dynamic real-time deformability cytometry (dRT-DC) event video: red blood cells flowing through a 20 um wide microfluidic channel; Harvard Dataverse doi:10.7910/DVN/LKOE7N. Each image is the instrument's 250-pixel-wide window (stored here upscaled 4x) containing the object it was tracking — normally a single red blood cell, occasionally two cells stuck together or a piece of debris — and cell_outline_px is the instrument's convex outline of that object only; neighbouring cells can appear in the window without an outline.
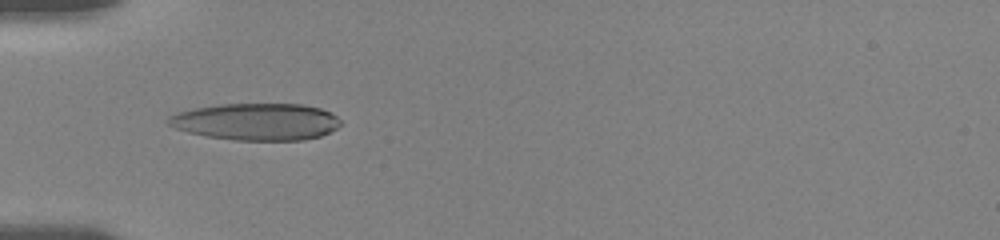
{"species": "human", "species_latin": "Homo sapiens", "temperature_condition": "room temperature", "stored_images_in_passage": 9, "camera_frame_rate_fps": 3000, "um_per_image_px": 0.085, "donor": {"sex": "female"}, "frame": {"image": 1, "passage_image": 8, "time_ms": 5.667, "image_size_px": [1000, 240], "cell_outline_px": [[340, 124], [336, 128], [320, 136], [304, 140], [236, 140], [208, 136], [188, 132], [176, 128], [168, 124], [168, 116], [176, 112], [196, 108], [220, 104], [300, 104], [320, 108], [332, 112], [340, 120]], "centroid_in_image_um": [21.79, 10.34], "position_along_channel_um": 63.2, "area_um2": 36.93}}
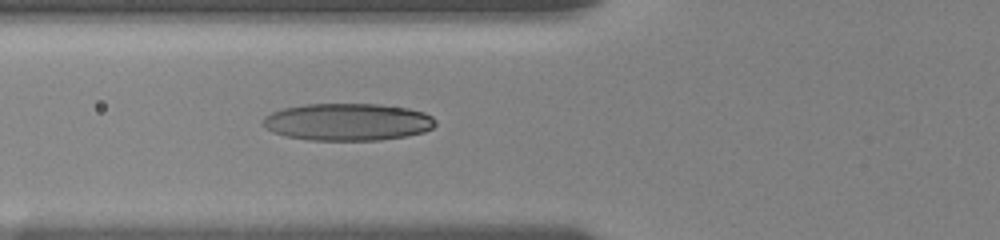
{"frame": {"image": 2, "passage_image": 9, "time_ms": 6.667, "image_size_px": [1000, 240], "cell_outline_px": [[436, 124], [432, 128], [424, 132], [404, 136], [380, 140], [308, 140], [288, 136], [272, 132], [264, 124], [264, 116], [272, 112], [284, 108], [304, 104], [376, 104], [408, 108], [424, 112], [432, 116], [436, 120]], "centroid_in_image_um": [29.58, 10.36], "position_along_channel_um": 96.2, "area_um2": 37.34}}